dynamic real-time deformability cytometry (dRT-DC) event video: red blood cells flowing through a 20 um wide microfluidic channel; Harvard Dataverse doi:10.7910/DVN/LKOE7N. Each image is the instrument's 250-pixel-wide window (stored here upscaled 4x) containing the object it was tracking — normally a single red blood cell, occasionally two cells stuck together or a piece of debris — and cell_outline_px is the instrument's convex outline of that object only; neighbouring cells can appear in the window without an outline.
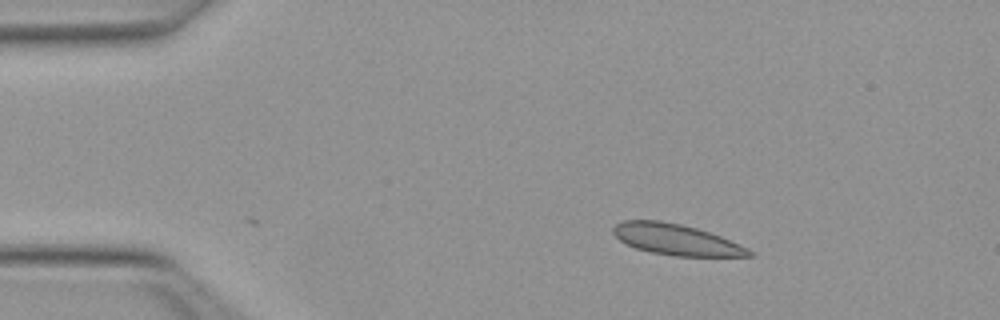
{"species": "Egyptian fruit bat (a non-hibernating species)", "species_latin": "Rousettus aegyptiacus", "temperature_condition": "warm", "stored_images_in_passage": 2, "camera_frame_rate_fps": 3000, "um_per_image_px": 0.085, "animal": {"sex": "female"}, "frame": {"image": 1, "passage_image": 2, "time_ms": 0.333, "image_size_px": [1000, 320], "cell_outline_px": [[756, 256], [676, 256], [652, 252], [636, 248], [620, 240], [612, 232], [612, 228], [616, 224], [624, 220], [660, 220], [680, 224], [696, 228], [720, 236], [748, 248]], "centroid_in_image_um": [57.46, 20.36], "position_along_channel_um": 27.5, "area_um2": 24.22}}